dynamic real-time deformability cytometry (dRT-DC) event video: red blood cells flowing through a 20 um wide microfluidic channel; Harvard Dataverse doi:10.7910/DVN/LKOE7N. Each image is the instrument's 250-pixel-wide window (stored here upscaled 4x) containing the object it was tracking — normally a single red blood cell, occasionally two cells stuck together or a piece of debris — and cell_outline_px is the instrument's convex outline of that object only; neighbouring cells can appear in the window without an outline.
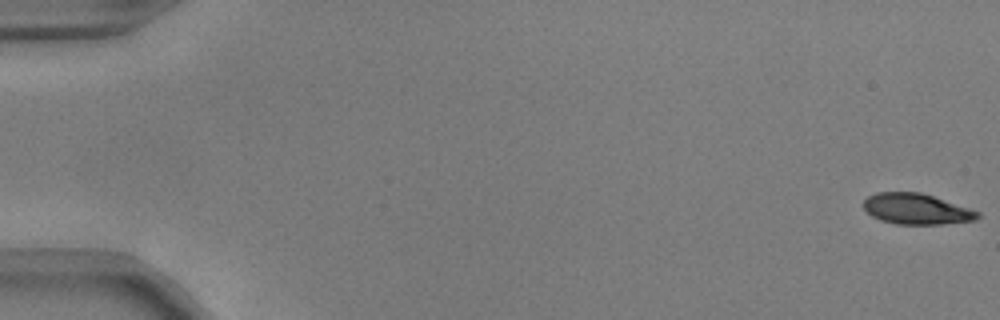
{"species": "common noctule bat (a hibernating species)", "species_latin": "Nyctalus noctula", "temperature_condition": "warm", "stored_images_in_passage": 55, "camera_frame_rate_fps": 3000, "um_per_image_px": 0.085, "animal": {"sex": "male", "body_mass_g": 17.9, "forearm_length_mm": 54.2}, "frame": {"image": 1, "passage_image": 1, "time_ms": 0.0, "image_size_px": [1000, 320], "cell_outline_px": [[980, 216], [976, 220], [940, 224], [896, 224], [880, 220], [872, 216], [864, 208], [864, 200], [868, 196], [876, 192], [920, 192], [980, 212]], "centroid_in_image_um": [77.87, 17.76], "position_along_channel_um": 7.1, "area_um2": 20.23}}
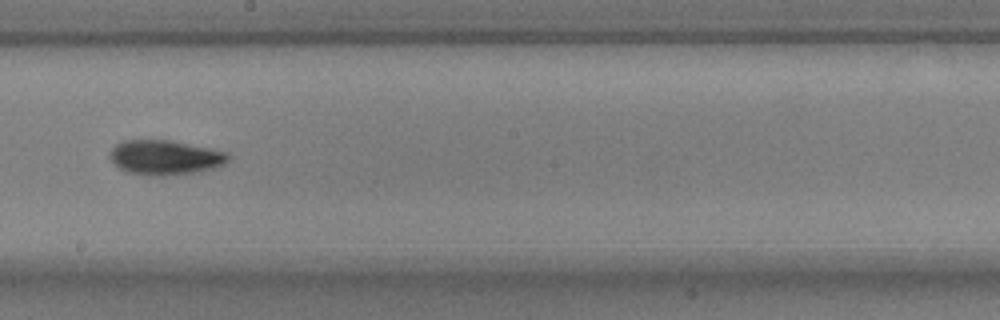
{"frame": {"image": 2, "passage_image": 32, "time_ms": 10.333, "image_size_px": [1000, 320], "cell_outline_px": [[232, 156], [224, 164], [200, 172], [164, 176], [152, 176], [128, 172], [120, 168], [108, 156], [112, 148], [116, 144], [124, 140], [172, 140], [228, 152]], "centroid_in_image_um": [14.06, 13.38], "position_along_channel_um": 234.1, "area_um2": 24.04}}
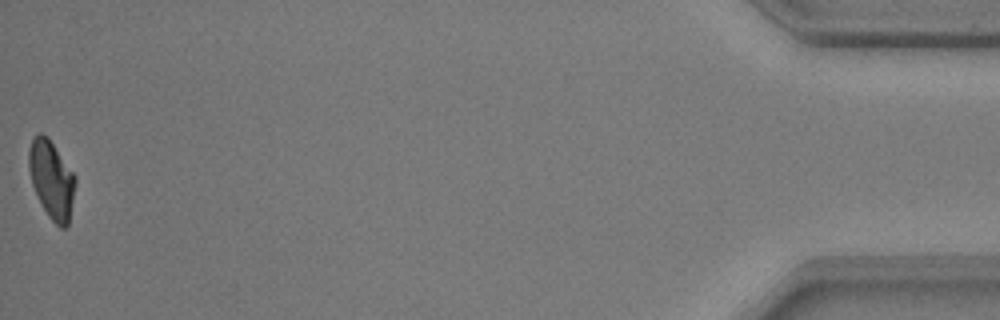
{"frame": {"image": 3, "passage_image": 55, "time_ms": 18.0, "image_size_px": [1000, 320], "cell_outline_px": [[76, 184], [68, 224], [64, 228], [60, 228], [48, 216], [32, 184], [28, 168], [28, 152], [32, 140], [40, 132], [48, 136], [76, 176]], "centroid_in_image_um": [4.39, 15.24], "position_along_channel_um": 430.8, "area_um2": 20.98}, "authors_computed_cell_mechanics": {"area_um2": 21.9062, "velocity_mm_per_s": 3.7297, "shape_relaxation_time_tau1_ms": 4.0429, "shape_relaxation_time_tau2_ms": 2.8827, "deformation_change_tau1": 0.1586, "deformation_change_tau2": 0.0831}}